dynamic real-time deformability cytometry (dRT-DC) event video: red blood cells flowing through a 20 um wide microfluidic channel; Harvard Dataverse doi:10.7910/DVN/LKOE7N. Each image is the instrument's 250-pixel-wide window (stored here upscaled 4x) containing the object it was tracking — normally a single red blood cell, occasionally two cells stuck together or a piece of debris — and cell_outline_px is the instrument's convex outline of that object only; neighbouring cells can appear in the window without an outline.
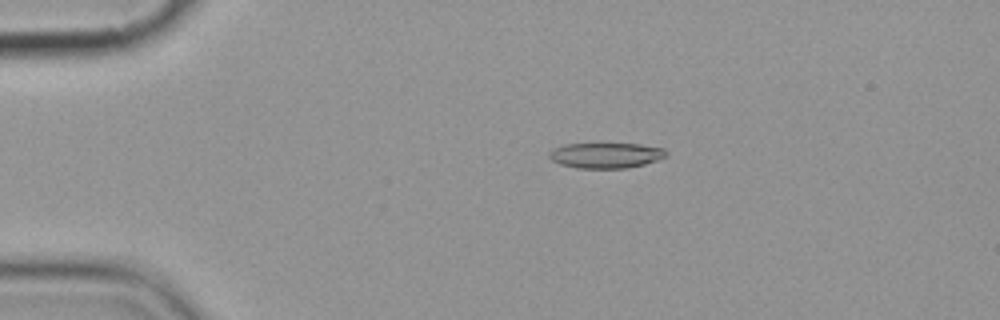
{"species": "common noctule bat (a hibernating species)", "species_latin": "Nyctalus noctula", "temperature_condition": "cold", "stored_images_in_passage": 10, "camera_frame_rate_fps": 3000, "um_per_image_px": 0.085, "animal": {"sex": "female", "body_mass_g": 19.9}, "frame": {"image": 1, "passage_image": 4, "time_ms": 3.333, "image_size_px": [1000, 320], "cell_outline_px": [[668, 156], [644, 164], [628, 168], [576, 168], [560, 164], [552, 160], [548, 156], [548, 152], [552, 148], [564, 144], [640, 144], [664, 148], [668, 152]], "centroid_in_image_um": [51.49, 13.2], "position_along_channel_um": 33.5, "area_um2": 17.46}}
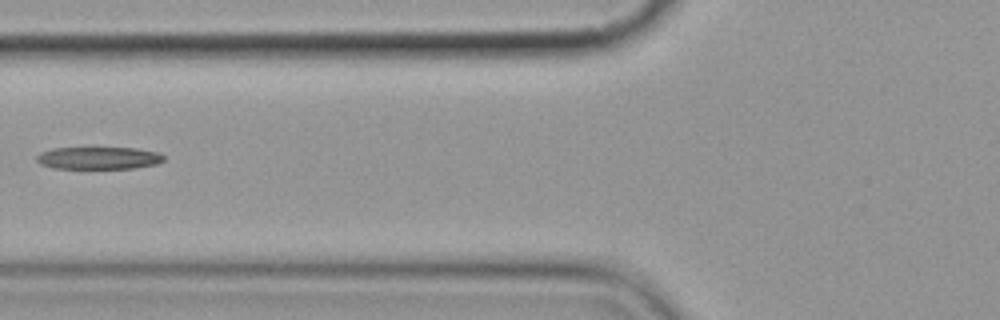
{"frame": {"image": 2, "passage_image": 7, "time_ms": 7.0, "image_size_px": [1000, 320], "cell_outline_px": [[164, 160], [156, 164], [132, 168], [52, 168], [40, 164], [36, 160], [36, 156], [40, 152], [52, 148], [92, 144], [136, 148], [160, 152], [164, 156]], "centroid_in_image_um": [8.34, 13.36], "position_along_channel_um": 117.5, "area_um2": 17.8}}
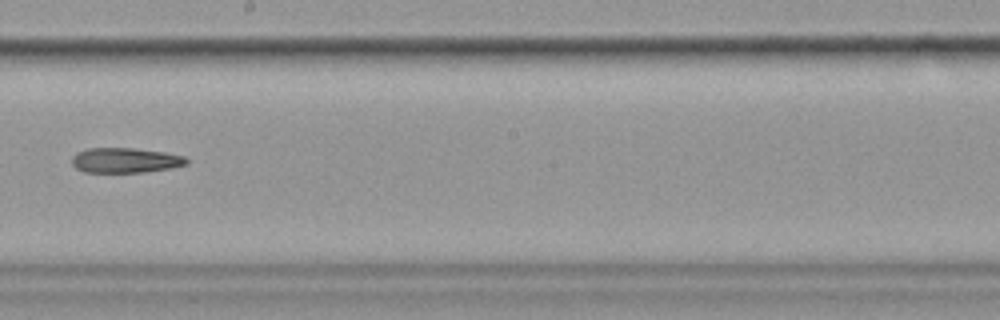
{"frame": {"image": 3, "passage_image": 10, "time_ms": 10.333, "image_size_px": [1000, 320], "cell_outline_px": [[188, 164], [172, 168], [144, 172], [84, 172], [76, 168], [72, 164], [72, 156], [76, 152], [88, 148], [132, 148], [164, 152], [184, 156], [188, 160]], "centroid_in_image_um": [10.64, 13.62], "position_along_channel_um": 237.6, "area_um2": 16.76}}